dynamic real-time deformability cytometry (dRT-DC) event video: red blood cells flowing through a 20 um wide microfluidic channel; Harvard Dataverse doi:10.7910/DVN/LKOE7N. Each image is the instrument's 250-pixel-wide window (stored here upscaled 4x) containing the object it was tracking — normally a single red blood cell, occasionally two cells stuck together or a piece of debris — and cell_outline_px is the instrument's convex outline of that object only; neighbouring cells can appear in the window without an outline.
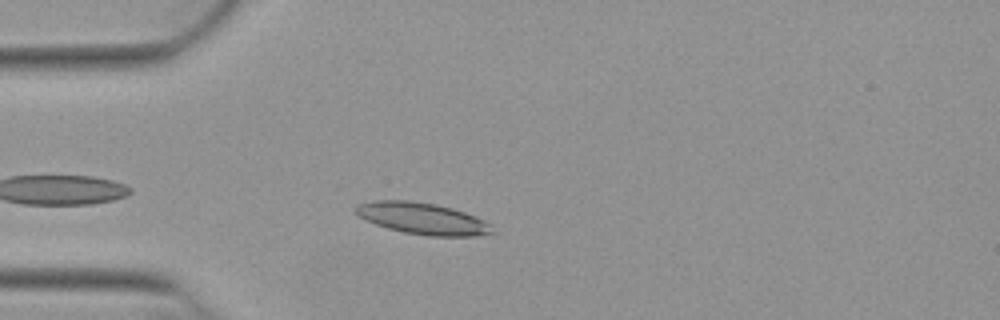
{"species": "Egyptian fruit bat (a non-hibernating species)", "species_latin": "Rousettus aegyptiacus", "temperature_condition": "warm", "stored_images_in_passage": 14, "camera_frame_rate_fps": 3000, "um_per_image_px": 0.085, "animal": {"sex": "female"}, "frame": {"image": 1, "passage_image": 3, "time_ms": 0.667, "image_size_px": [1000, 320], "cell_outline_px": [[492, 232], [472, 236], [428, 236], [404, 232], [388, 228], [376, 224], [360, 216], [356, 212], [356, 208], [360, 204], [372, 200], [408, 200], [436, 204], [452, 208], [464, 212], [488, 224]], "centroid_in_image_um": [35.85, 18.56], "position_along_channel_um": 49.1, "area_um2": 24.45}}
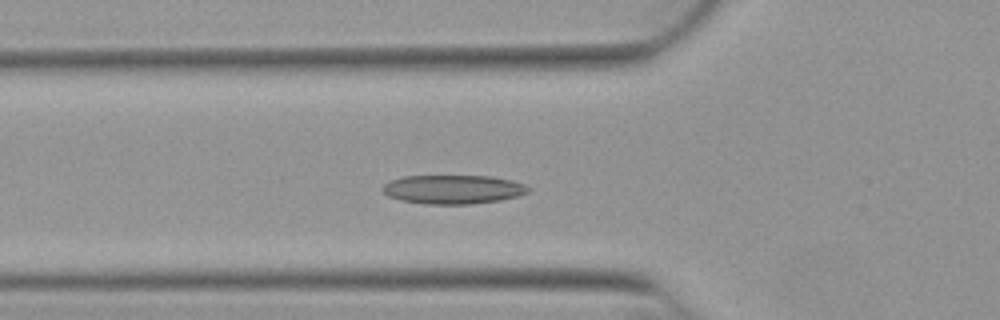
{"frame": {"image": 2, "passage_image": 7, "time_ms": 2.0, "image_size_px": [1000, 320], "cell_outline_px": [[532, 188], [528, 192], [516, 196], [500, 200], [472, 204], [424, 204], [400, 200], [388, 196], [384, 192], [384, 184], [392, 180], [404, 176], [492, 176], [512, 180], [524, 184]], "centroid_in_image_um": [38.54, 16.1], "position_along_channel_um": 87.3, "area_um2": 24.51}}
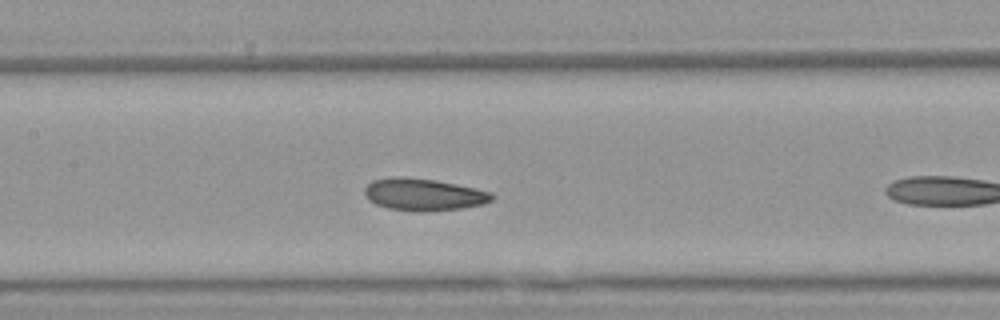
{"frame": {"image": 3, "passage_image": 10, "time_ms": 3.0, "image_size_px": [1000, 320], "cell_outline_px": [[496, 196], [492, 200], [484, 204], [460, 208], [388, 208], [376, 204], [368, 200], [364, 192], [364, 188], [372, 180], [396, 176], [400, 176], [436, 180], [492, 192]], "centroid_in_image_um": [36.0, 16.47], "position_along_channel_um": 171.4, "area_um2": 22.77}}